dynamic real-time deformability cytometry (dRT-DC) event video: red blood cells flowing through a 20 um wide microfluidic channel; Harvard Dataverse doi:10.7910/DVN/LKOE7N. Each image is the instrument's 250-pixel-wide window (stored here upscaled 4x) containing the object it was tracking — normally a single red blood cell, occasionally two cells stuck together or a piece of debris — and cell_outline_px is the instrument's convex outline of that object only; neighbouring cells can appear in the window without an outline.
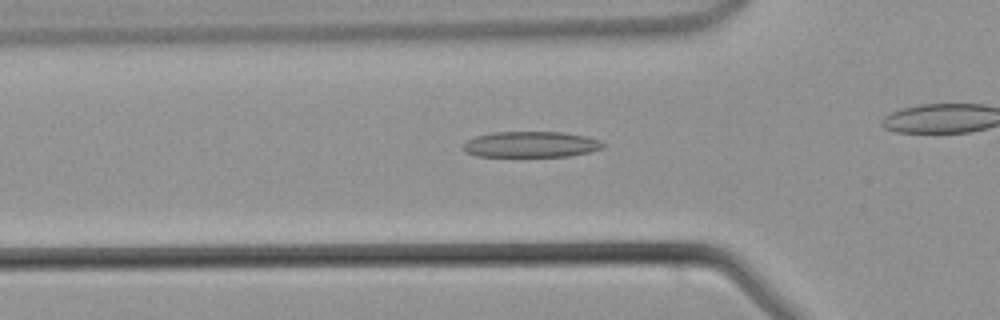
{"species": "common noctule bat (a hibernating species)", "species_latin": "Nyctalus noctula", "temperature_condition": "warm", "stored_images_in_passage": 29, "camera_frame_rate_fps": 3000, "um_per_image_px": 0.085, "animal": {"sex": "male", "body_mass_g": 21.5, "forearm_length_mm": 52.0}, "frame": {"image": 1, "passage_image": 9, "time_ms": 2.667, "image_size_px": [1000, 320], "cell_outline_px": [[604, 148], [588, 152], [568, 156], [476, 156], [464, 152], [460, 148], [468, 140], [476, 136], [492, 132], [560, 132], [584, 136], [600, 140], [604, 144]], "centroid_in_image_um": [45.08, 12.28], "position_along_channel_um": 80.7, "area_um2": 21.04}}
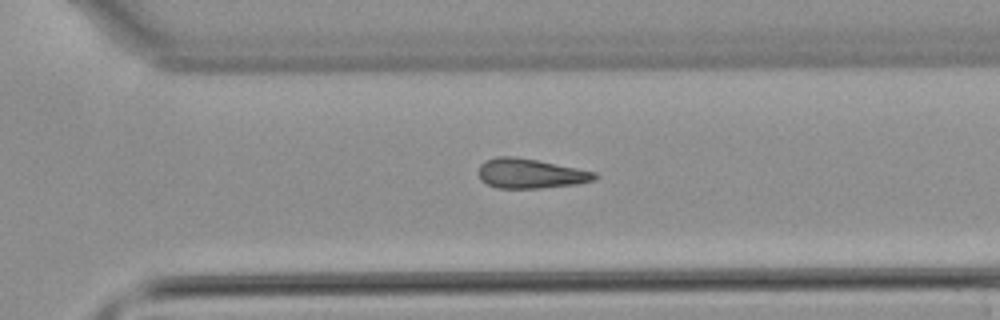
{"frame": {"image": 2, "passage_image": 25, "time_ms": 8.0, "image_size_px": [1000, 320], "cell_outline_px": [[596, 176], [592, 180], [576, 184], [540, 188], [496, 188], [480, 180], [476, 172], [480, 164], [484, 160], [496, 156], [512, 156], [536, 160], [596, 172]], "centroid_in_image_um": [44.98, 14.74], "position_along_channel_um": 325.6, "area_um2": 20.06}}